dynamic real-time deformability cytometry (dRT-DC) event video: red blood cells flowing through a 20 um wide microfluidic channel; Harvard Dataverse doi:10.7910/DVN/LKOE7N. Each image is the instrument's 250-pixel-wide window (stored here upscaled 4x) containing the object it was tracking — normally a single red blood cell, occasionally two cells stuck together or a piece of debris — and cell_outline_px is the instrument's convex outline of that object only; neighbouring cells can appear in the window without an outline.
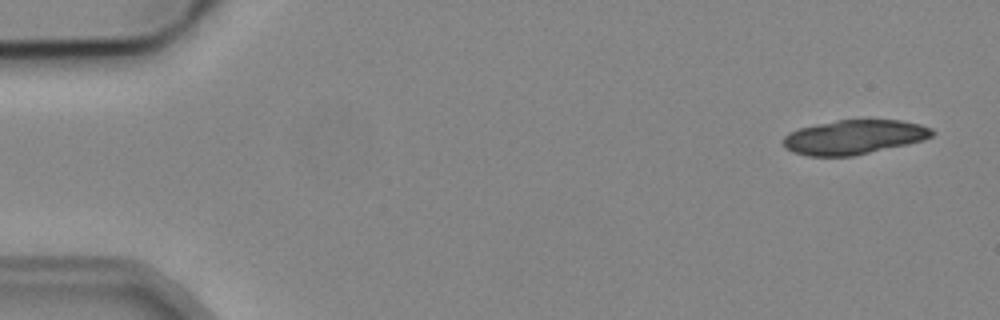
{"species": "common noctule bat (a hibernating species)", "species_latin": "Nyctalus noctula", "temperature_condition": "cold", "stored_images_in_passage": 15, "camera_frame_rate_fps": 3000, "um_per_image_px": 0.085, "animal": {"sex": "male", "body_mass_g": 19.2, "forearm_length_mm": 51.8}, "frame": {"image": 1, "passage_image": 1, "time_ms": 0.0, "image_size_px": [1000, 320], "cell_outline_px": [[936, 132], [932, 136], [924, 140], [908, 144], [852, 156], [808, 156], [792, 152], [784, 148], [784, 136], [788, 132], [800, 128], [816, 124], [836, 120], [900, 120], [920, 124], [932, 128]], "centroid_in_image_um": [72.6, 11.65], "position_along_channel_um": 12.4, "area_um2": 29.88}}
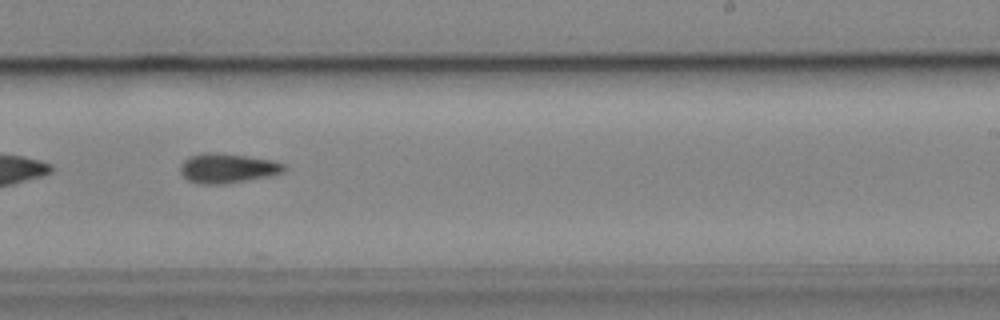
{"frame": {"image": 2, "passage_image": 9, "time_ms": 10.333, "image_size_px": [1000, 320], "cell_outline_px": [[288, 168], [284, 172], [272, 176], [224, 184], [200, 184], [188, 180], [180, 172], [180, 164], [188, 156], [204, 152], [216, 152], [248, 156], [272, 160], [284, 164]], "centroid_in_image_um": [19.35, 14.29], "position_along_channel_um": 269.7, "area_um2": 18.21}}